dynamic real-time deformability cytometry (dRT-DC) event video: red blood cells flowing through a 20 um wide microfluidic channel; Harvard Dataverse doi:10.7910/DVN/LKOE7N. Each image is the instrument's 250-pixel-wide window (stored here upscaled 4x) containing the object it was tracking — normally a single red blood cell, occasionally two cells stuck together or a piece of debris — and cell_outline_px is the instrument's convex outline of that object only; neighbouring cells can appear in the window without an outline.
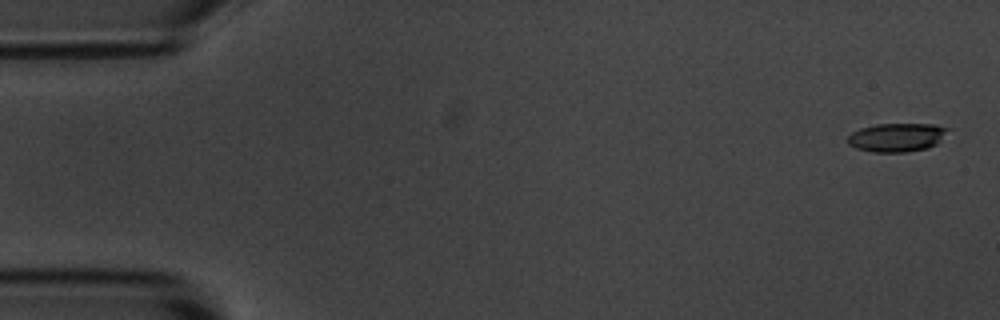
{"species": "common noctule bat (a hibernating species)", "species_latin": "Nyctalus noctula", "temperature_condition": "room temperature", "stored_images_in_passage": 5, "camera_frame_rate_fps": 3000, "um_per_image_px": 0.085, "animal": {"sex": "male", "body_mass_g": 20.1, "forearm_length_mm": 53.5}, "frame": {"image": 1, "passage_image": 1, "time_ms": 0.0, "image_size_px": [1000, 320], "cell_outline_px": [[948, 128], [940, 140], [936, 144], [928, 148], [904, 152], [872, 152], [856, 148], [848, 144], [844, 140], [852, 132], [860, 128], [876, 124], [932, 124]], "centroid_in_image_um": [76.15, 11.68], "position_along_channel_um": 8.8, "area_um2": 16.65}}
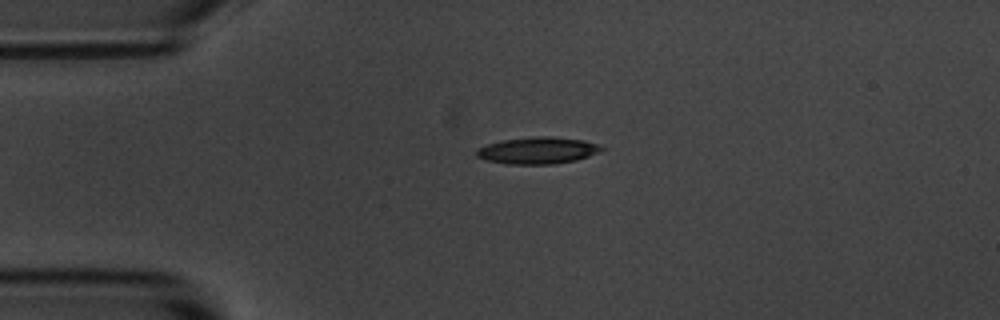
{"frame": {"image": 2, "passage_image": 4, "time_ms": 3.667, "image_size_px": [1000, 320], "cell_outline_px": [[604, 148], [588, 156], [576, 160], [556, 164], [504, 164], [488, 160], [476, 156], [476, 148], [500, 140], [536, 136], [552, 136], [584, 140], [600, 144]], "centroid_in_image_um": [45.69, 12.78], "position_along_channel_um": 39.3, "area_um2": 19.59}}